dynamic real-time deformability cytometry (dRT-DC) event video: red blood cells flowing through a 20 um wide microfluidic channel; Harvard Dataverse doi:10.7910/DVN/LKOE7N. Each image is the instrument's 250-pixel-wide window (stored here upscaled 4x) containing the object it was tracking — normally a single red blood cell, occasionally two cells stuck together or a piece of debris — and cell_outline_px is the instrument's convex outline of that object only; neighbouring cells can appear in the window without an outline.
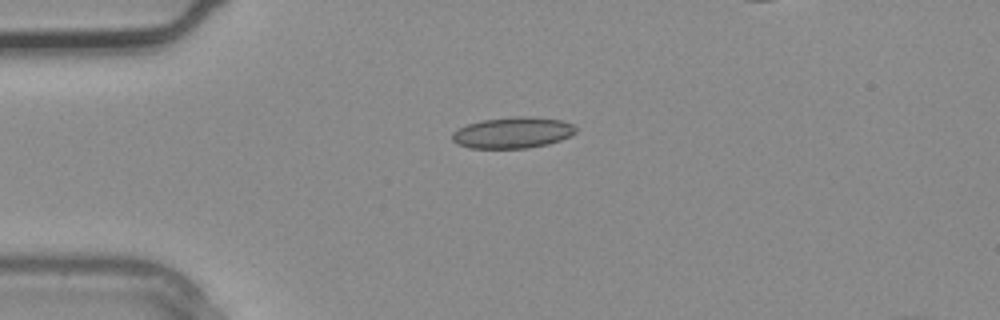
{"species": "common noctule bat (a hibernating species)", "species_latin": "Nyctalus noctula", "temperature_condition": "warm", "stored_images_in_passage": 3, "camera_frame_rate_fps": 3000, "um_per_image_px": 0.085, "animal": {"sex": "male", "body_mass_g": 20.4}, "frame": {"image": 1, "passage_image": 3, "time_ms": 0.667, "image_size_px": [1000, 320], "cell_outline_px": [[576, 132], [572, 136], [548, 144], [528, 148], [468, 148], [456, 144], [452, 140], [452, 132], [468, 124], [480, 120], [516, 116], [528, 116], [560, 120], [572, 124], [576, 128]], "centroid_in_image_um": [43.57, 11.28], "position_along_channel_um": 41.4, "area_um2": 22.54}}